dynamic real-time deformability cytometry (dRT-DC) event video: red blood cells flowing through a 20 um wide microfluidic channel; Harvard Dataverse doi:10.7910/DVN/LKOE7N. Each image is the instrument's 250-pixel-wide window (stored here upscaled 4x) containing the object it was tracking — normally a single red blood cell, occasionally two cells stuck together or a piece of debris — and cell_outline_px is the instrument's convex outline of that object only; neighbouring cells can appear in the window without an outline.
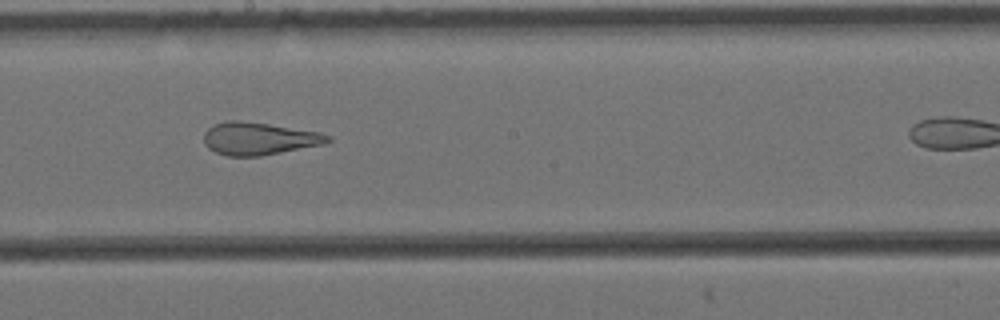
{"species": "Egyptian fruit bat (a non-hibernating species)", "species_latin": "Rousettus aegyptiacus", "temperature_condition": "cold", "stored_images_in_passage": 12, "camera_frame_rate_fps": 3000, "um_per_image_px": 0.085, "animal": {"sex": "female"}, "frame": {"image": 1, "passage_image": 7, "time_ms": 2.0, "image_size_px": [1000, 320], "cell_outline_px": [[332, 140], [324, 144], [260, 156], [228, 156], [216, 152], [208, 148], [204, 144], [204, 132], [212, 124], [228, 120], [240, 120], [268, 124], [320, 132], [332, 136]], "centroid_in_image_um": [22.0, 11.77], "position_along_channel_um": 226.2, "area_um2": 23.58}}